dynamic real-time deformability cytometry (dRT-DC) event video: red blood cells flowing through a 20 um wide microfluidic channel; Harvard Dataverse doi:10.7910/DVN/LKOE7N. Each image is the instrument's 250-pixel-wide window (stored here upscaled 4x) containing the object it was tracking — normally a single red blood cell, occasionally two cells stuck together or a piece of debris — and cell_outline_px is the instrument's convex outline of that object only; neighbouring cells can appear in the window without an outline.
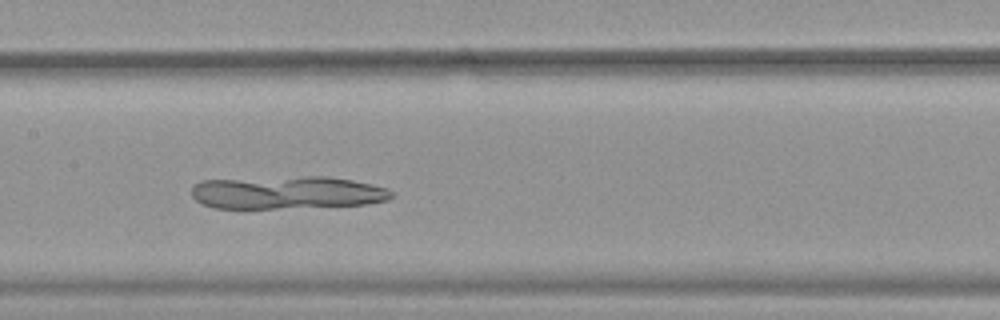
{"species": "common noctule bat (a hibernating species)", "species_latin": "Nyctalus noctula", "temperature_condition": "warm", "stored_images_in_passage": 48, "camera_frame_rate_fps": 3000, "um_per_image_px": 0.085, "animal": {"sex": "female", "body_mass_g": 19.9}, "frame": {"image": 1, "passage_image": 22, "time_ms": 7.0, "image_size_px": [1000, 320], "cell_outline_px": [[392, 196], [388, 200], [368, 204], [276, 208], [212, 208], [196, 200], [192, 196], [192, 188], [200, 180], [304, 176], [328, 176], [352, 180], [372, 184], [388, 188], [392, 192]], "centroid_in_image_um": [24.41, 16.36], "position_along_channel_um": 183.0, "area_um2": 38.26}}
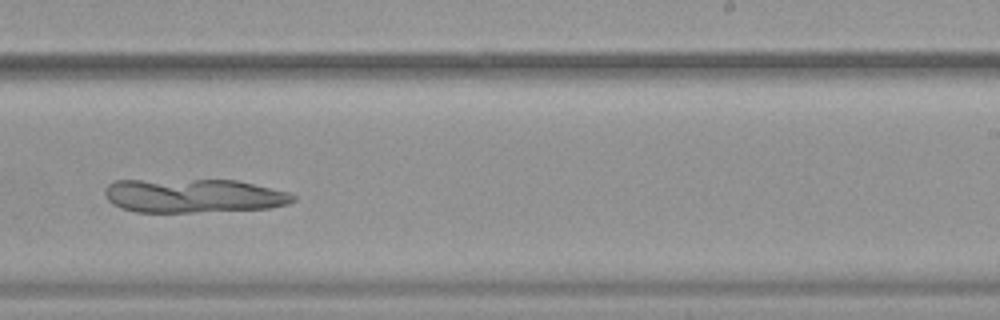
{"frame": {"image": 2, "passage_image": 29, "time_ms": 9.333, "image_size_px": [1000, 320], "cell_outline_px": [[296, 200], [288, 204], [268, 208], [196, 212], [136, 212], [120, 208], [112, 204], [108, 200], [104, 192], [104, 188], [108, 184], [116, 180], [236, 180], [288, 192], [296, 196]], "centroid_in_image_um": [16.41, 16.64], "position_along_channel_um": 272.6, "area_um2": 37.22}}
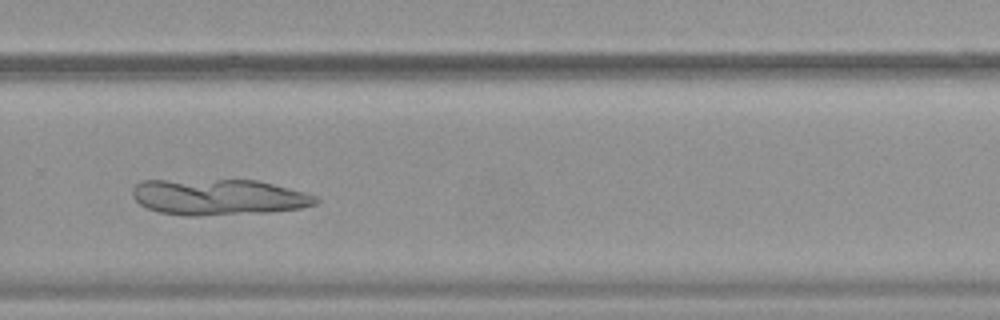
{"frame": {"image": 3, "passage_image": 32, "time_ms": 10.333, "image_size_px": [1000, 320], "cell_outline_px": [[320, 200], [316, 204], [300, 208], [268, 212], [196, 216], [184, 216], [160, 212], [148, 208], [140, 204], [132, 196], [132, 188], [136, 184], [144, 180], [256, 180], [304, 192], [316, 196]], "centroid_in_image_um": [18.55, 16.75], "position_along_channel_um": 311.2, "area_um2": 38.44}}